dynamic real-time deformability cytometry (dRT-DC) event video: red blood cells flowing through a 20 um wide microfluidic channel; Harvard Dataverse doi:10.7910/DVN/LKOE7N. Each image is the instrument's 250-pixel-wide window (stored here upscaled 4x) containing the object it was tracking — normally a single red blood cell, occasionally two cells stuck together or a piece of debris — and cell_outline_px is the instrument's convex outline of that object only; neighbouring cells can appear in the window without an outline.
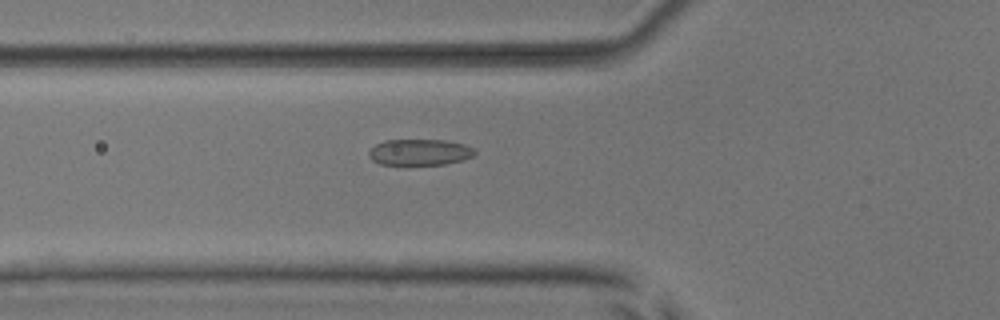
{"species": "common noctule bat (a hibernating species)", "species_latin": "Nyctalus noctula", "temperature_condition": "room temperature", "stored_images_in_passage": 39, "camera_frame_rate_fps": 3000, "um_per_image_px": 0.085, "animal": {"sex": "male", "body_mass_g": 17.9, "forearm_length_mm": 54.2}, "frame": {"image": 1, "passage_image": 6, "time_ms": 1.667, "image_size_px": [1000, 320], "cell_outline_px": [[476, 152], [472, 156], [464, 160], [444, 164], [408, 168], [380, 164], [372, 160], [368, 156], [368, 152], [376, 144], [384, 140], [444, 140], [464, 144], [472, 148]], "centroid_in_image_um": [35.62, 12.99], "position_along_channel_um": 90.2, "area_um2": 16.94}}
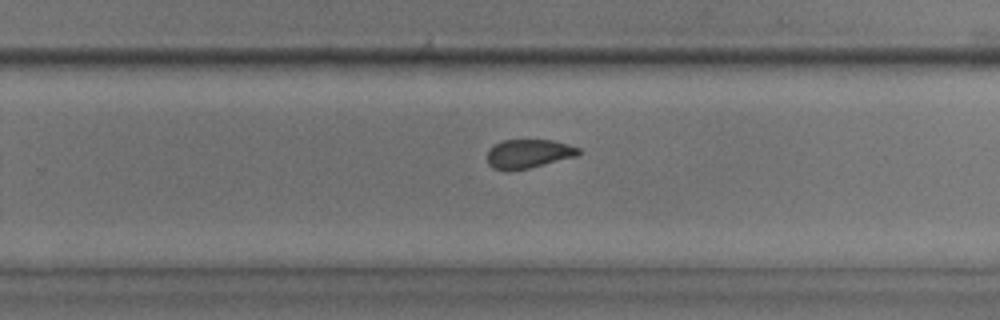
{"frame": {"image": 2, "passage_image": 21, "time_ms": 6.667, "image_size_px": [1000, 320], "cell_outline_px": [[580, 152], [576, 156], [528, 168], [492, 168], [488, 164], [488, 148], [492, 144], [504, 140], [552, 140], [568, 144], [580, 148]], "centroid_in_image_um": [44.92, 13.02], "position_along_channel_um": 284.9, "area_um2": 14.97}}
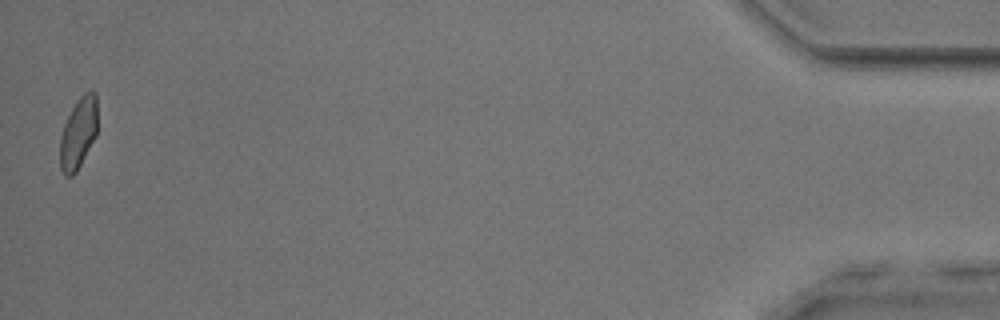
{"frame": {"image": 3, "passage_image": 39, "time_ms": 12.667, "image_size_px": [1000, 320], "cell_outline_px": [[96, 136], [76, 172], [72, 176], [64, 176], [60, 168], [60, 136], [64, 124], [76, 100], [84, 92], [92, 88], [96, 92]], "centroid_in_image_um": [6.65, 11.29], "position_along_channel_um": 428.5, "area_um2": 15.61}, "authors_computed_cell_mechanics": {"area_um2": 15.9528, "velocity_mm_per_s": 3.9115, "shape_relaxation_time_tau1_ms": null, "shape_relaxation_time_tau2_ms": 1.4923, "deformation_change_tau1": null, "deformation_change_tau2": 0.0789}}